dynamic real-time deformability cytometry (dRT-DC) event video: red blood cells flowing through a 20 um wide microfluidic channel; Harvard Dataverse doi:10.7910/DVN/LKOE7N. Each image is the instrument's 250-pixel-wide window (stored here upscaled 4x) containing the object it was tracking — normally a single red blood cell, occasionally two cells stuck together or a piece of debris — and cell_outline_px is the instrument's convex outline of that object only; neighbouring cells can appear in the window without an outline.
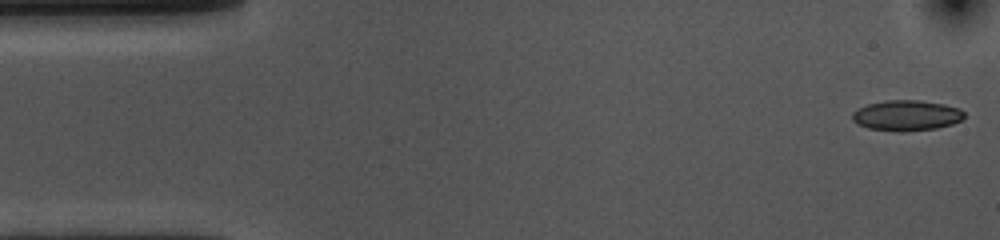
{"species": "common noctule bat (a hibernating species)", "species_latin": "Nyctalus noctula", "temperature_condition": "cold", "stored_images_in_passage": 15, "camera_frame_rate_fps": 3000, "um_per_image_px": 0.085, "animal": {"sex": "female", "body_mass_g": 10.0, "forearm_length_mm": 53.1}, "frame": {"image": 1, "passage_image": 1, "time_ms": 0.0, "image_size_px": [1000, 240], "cell_outline_px": [[964, 116], [960, 120], [952, 124], [936, 128], [904, 132], [900, 132], [868, 128], [856, 124], [852, 120], [852, 112], [868, 104], [884, 100], [920, 100], [944, 104], [960, 108], [964, 112]], "centroid_in_image_um": [77.04, 9.81], "position_along_channel_um": 8.0, "area_um2": 20.0}}
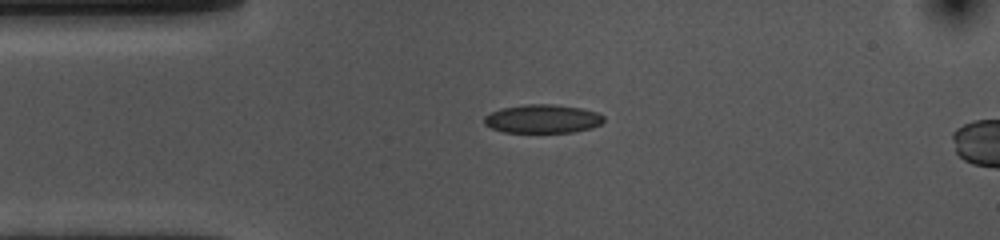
{"frame": {"image": 2, "passage_image": 11, "time_ms": 3.333, "image_size_px": [1000, 240], "cell_outline_px": [[604, 120], [600, 124], [592, 128], [572, 132], [504, 132], [492, 128], [484, 124], [484, 116], [500, 108], [524, 104], [556, 104], [580, 108], [596, 112], [604, 116]], "centroid_in_image_um": [46.11, 10.09], "position_along_channel_um": 38.9, "area_um2": 19.94}}